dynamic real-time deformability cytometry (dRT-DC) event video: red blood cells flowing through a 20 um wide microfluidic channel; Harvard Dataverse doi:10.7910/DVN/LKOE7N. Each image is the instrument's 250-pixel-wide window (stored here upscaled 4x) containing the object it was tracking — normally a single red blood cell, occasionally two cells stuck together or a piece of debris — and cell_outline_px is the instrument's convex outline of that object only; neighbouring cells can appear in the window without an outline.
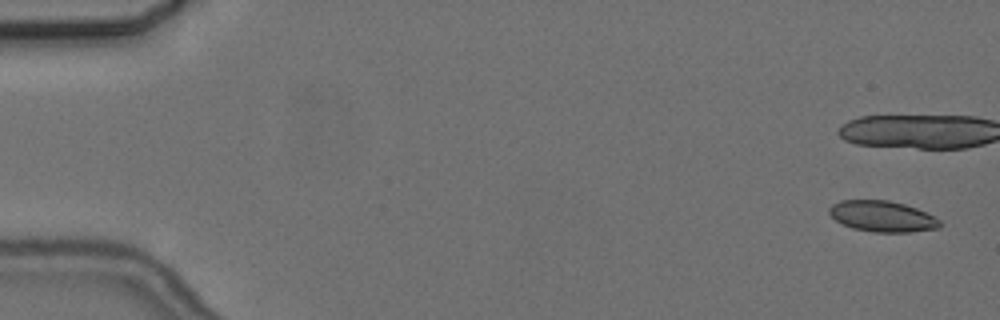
{"species": "common noctule bat (a hibernating species)", "species_latin": "Nyctalus noctula", "temperature_condition": "cold", "stored_images_in_passage": 6, "camera_frame_rate_fps": 3000, "um_per_image_px": 0.085, "animal": {"sex": "female", "body_mass_g": 24.6, "forearm_length_mm": 56.2}, "frame": {"image": 1, "passage_image": 1, "time_ms": 0.0, "image_size_px": [1000, 320], "cell_outline_px": [[940, 228], [908, 232], [872, 232], [852, 228], [836, 220], [828, 212], [828, 208], [832, 204], [840, 200], [888, 200], [904, 204], [916, 208], [940, 220]], "centroid_in_image_um": [74.97, 18.38], "position_along_channel_um": 10.0, "area_um2": 19.83}}